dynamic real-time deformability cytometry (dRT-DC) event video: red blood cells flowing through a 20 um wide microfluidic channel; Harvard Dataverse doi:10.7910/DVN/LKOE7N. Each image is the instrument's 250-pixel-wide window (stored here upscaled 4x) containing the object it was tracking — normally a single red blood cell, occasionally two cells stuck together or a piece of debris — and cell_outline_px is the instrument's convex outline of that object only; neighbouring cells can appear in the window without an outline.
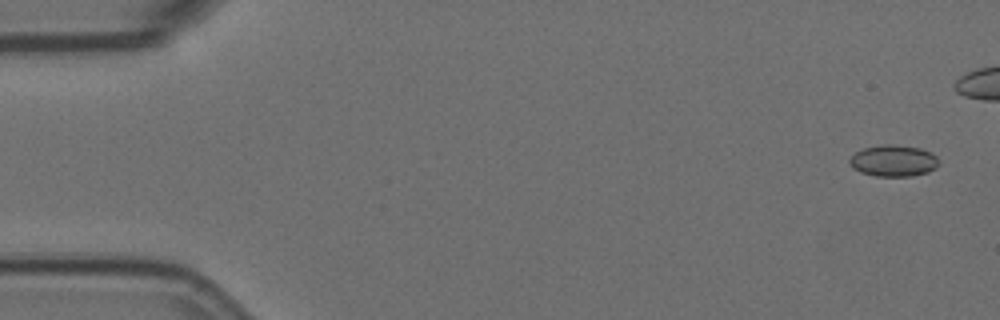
{"species": "Egyptian fruit bat (a non-hibernating species)", "species_latin": "Rousettus aegyptiacus", "temperature_condition": "room temperature", "stored_images_in_passage": 6, "camera_frame_rate_fps": 3000, "um_per_image_px": 0.085, "animal": {"sex": "female"}, "frame": {"image": 1, "passage_image": 1, "time_ms": 0.0, "image_size_px": [1000, 320], "cell_outline_px": [[940, 164], [936, 168], [928, 172], [912, 176], [876, 176], [860, 172], [852, 168], [848, 160], [856, 152], [864, 148], [884, 144], [892, 144], [920, 148], [936, 156], [940, 160]], "centroid_in_image_um": [75.96, 13.67], "position_along_channel_um": 9.0, "area_um2": 16.42}}